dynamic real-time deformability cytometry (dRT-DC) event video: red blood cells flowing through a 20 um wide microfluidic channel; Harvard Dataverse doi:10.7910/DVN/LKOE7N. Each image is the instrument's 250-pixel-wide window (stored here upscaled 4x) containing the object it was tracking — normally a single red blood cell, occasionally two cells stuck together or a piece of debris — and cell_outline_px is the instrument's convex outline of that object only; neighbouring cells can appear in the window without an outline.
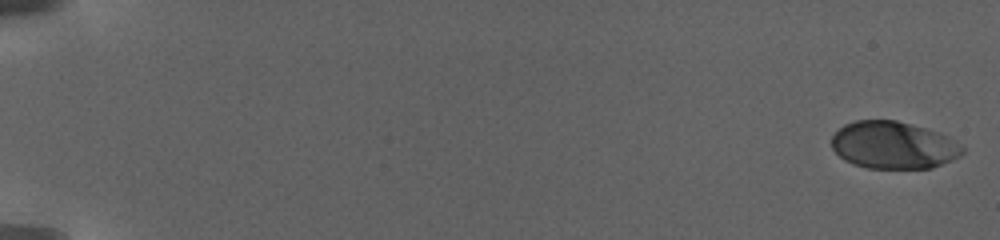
{"species": "human", "species_latin": "Homo sapiens", "temperature_condition": "warm", "stored_images_in_passage": 55, "camera_frame_rate_fps": 3000, "um_per_image_px": 0.085, "donor": {"sex": "female"}, "frame": {"image": 1, "passage_image": 1, "time_ms": 0.0, "image_size_px": [1000, 240], "cell_outline_px": [[964, 152], [960, 156], [932, 168], [868, 168], [852, 164], [844, 160], [832, 148], [832, 136], [844, 124], [856, 120], [896, 120], [912, 124], [940, 132], [964, 148]], "centroid_in_image_um": [75.93, 12.33], "position_along_channel_um": 9.1, "area_um2": 36.01}}
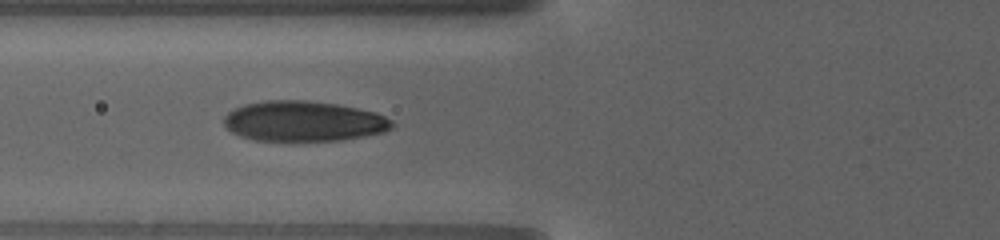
{"frame": {"image": 2, "passage_image": 25, "time_ms": 10.0, "image_size_px": [1000, 240], "cell_outline_px": [[392, 128], [384, 132], [364, 136], [340, 140], [296, 144], [284, 144], [252, 140], [240, 136], [232, 132], [224, 124], [224, 116], [228, 112], [244, 104], [268, 100], [308, 100], [336, 104], [376, 112], [392, 120]], "centroid_in_image_um": [25.77, 10.36], "position_along_channel_um": 100.0, "area_um2": 40.75}}
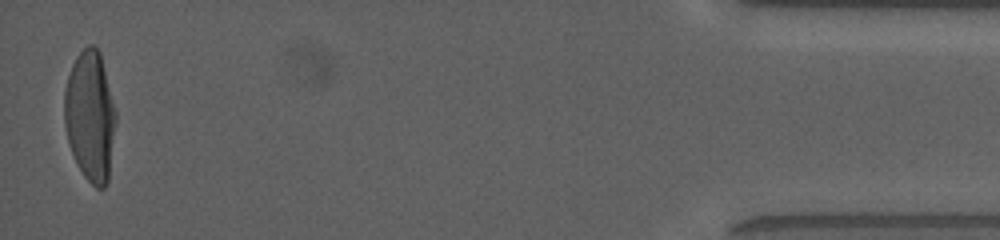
{"frame": {"image": 3, "passage_image": 55, "time_ms": 24.0, "image_size_px": [1000, 240], "cell_outline_px": [[116, 124], [108, 180], [104, 188], [96, 188], [84, 176], [68, 144], [64, 124], [64, 92], [68, 76], [72, 64], [76, 56], [88, 44], [92, 44], [100, 52], [116, 108]], "centroid_in_image_um": [7.67, 9.85], "position_along_channel_um": 427.5, "area_um2": 39.3}, "authors_computed_cell_mechanics": {"area_um2": 38.2058, "velocity_mm_per_s": 2.8792, "shape_relaxation_time_tau1_ms": 5.9384, "shape_relaxation_time_tau2_ms": null, "deformation_change_tau1": 0.2314, "deformation_change_tau2": null}}